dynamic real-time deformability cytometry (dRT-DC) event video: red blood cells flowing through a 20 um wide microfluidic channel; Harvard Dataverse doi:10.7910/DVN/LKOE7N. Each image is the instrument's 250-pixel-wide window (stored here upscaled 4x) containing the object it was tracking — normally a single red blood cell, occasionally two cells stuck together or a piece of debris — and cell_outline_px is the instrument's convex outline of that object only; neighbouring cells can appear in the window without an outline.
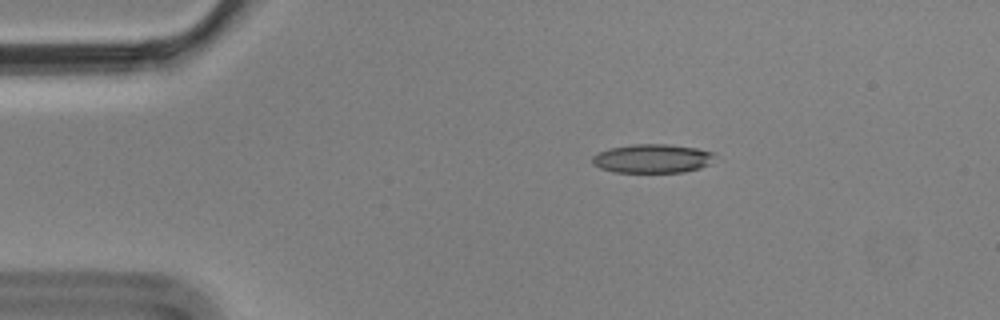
{"species": "Egyptian fruit bat (a non-hibernating species)", "species_latin": "Rousettus aegyptiacus", "temperature_condition": "cold", "stored_images_in_passage": 5, "camera_frame_rate_fps": 3000, "um_per_image_px": 0.085, "animal": {"sex": "male"}, "frame": {"image": 1, "passage_image": 3, "time_ms": 0.667, "image_size_px": [1000, 320], "cell_outline_px": [[716, 156], [708, 164], [700, 168], [684, 172], [612, 172], [600, 168], [592, 164], [592, 156], [596, 152], [608, 148], [632, 144], [668, 144], [696, 148], [712, 152]], "centroid_in_image_um": [55.4, 13.47], "position_along_channel_um": 29.6, "area_um2": 20.75}}
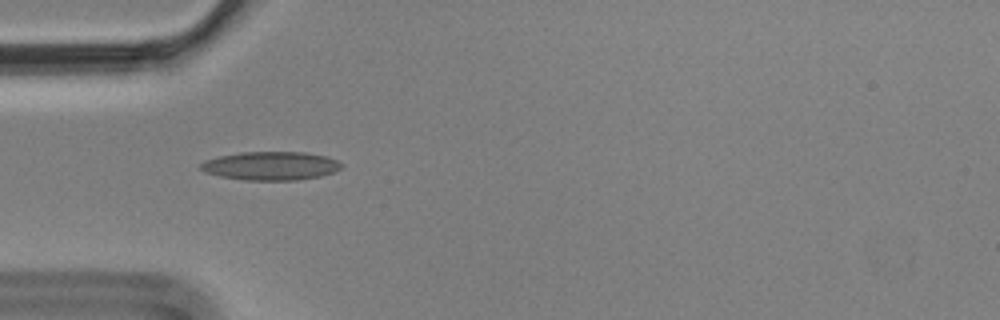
{"frame": {"image": 2, "passage_image": 5, "time_ms": 1.333, "image_size_px": [1000, 320], "cell_outline_px": [[344, 164], [336, 172], [320, 176], [296, 180], [244, 180], [220, 176], [204, 172], [200, 168], [200, 164], [204, 160], [220, 156], [240, 152], [304, 152], [328, 156]], "centroid_in_image_um": [23.03, 14.09], "position_along_channel_um": 62.0, "area_um2": 23.52}}